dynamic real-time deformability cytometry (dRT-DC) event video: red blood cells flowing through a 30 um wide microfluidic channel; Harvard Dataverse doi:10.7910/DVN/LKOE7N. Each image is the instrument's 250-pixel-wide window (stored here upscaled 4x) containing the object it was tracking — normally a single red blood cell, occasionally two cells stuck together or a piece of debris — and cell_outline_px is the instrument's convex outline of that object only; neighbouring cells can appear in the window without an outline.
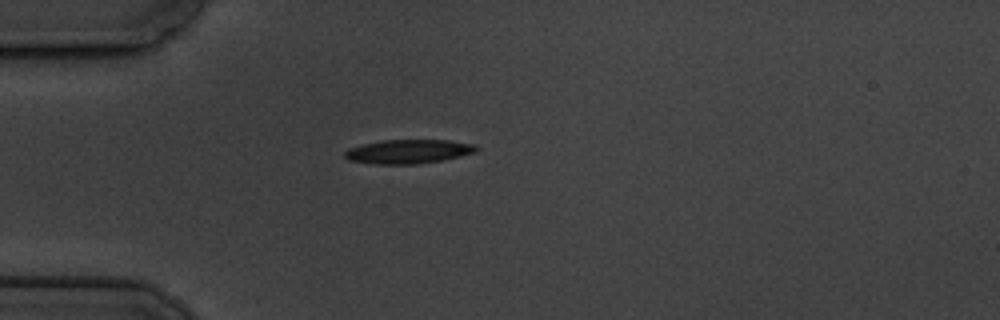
{"species": "common noctule bat (a hibernating species)", "species_latin": "Nyctalus noctula", "temperature_condition": "cold", "stored_images_in_passage": 1, "camera_frame_rate_fps": 3000, "um_per_image_px": 0.085, "animal": {"sex": "male", "body_mass_g": 19.5, "forearm_length_mm": 54.6}, "frame": {"image": 1, "passage_image": 1, "time_ms": 0.0, "image_size_px": [1000, 320], "cell_outline_px": [[480, 148], [476, 152], [444, 160], [416, 164], [376, 164], [348, 160], [344, 156], [344, 152], [348, 148], [364, 144], [384, 140], [448, 140], [476, 144]], "centroid_in_image_um": [34.75, 12.88], "position_along_channel_um": 50.3, "area_um2": 18.5}}